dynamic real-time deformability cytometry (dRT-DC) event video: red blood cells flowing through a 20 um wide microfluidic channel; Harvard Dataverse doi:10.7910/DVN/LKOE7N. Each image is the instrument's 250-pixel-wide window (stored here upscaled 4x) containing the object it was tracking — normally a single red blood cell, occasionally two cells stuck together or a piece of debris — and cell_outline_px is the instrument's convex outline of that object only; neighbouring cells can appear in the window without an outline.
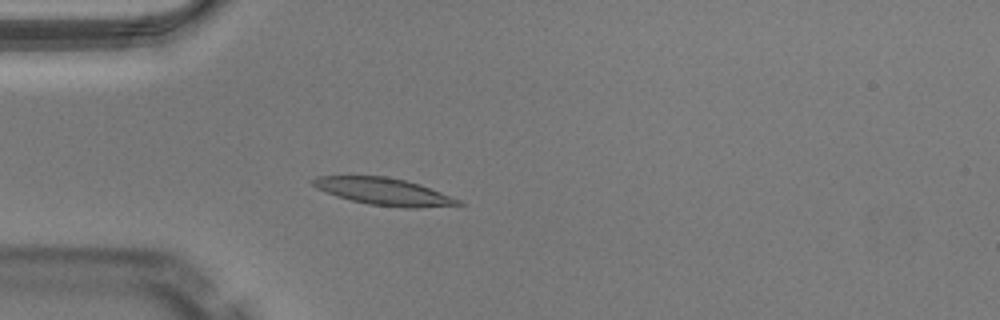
{"species": "Egyptian fruit bat (a non-hibernating species)", "species_latin": "Rousettus aegyptiacus", "temperature_condition": "warm", "stored_images_in_passage": 44, "camera_frame_rate_fps": 3000, "um_per_image_px": 0.085, "animal": {"sex": "male"}, "frame": {"image": 1, "passage_image": 8, "time_ms": 2.333, "image_size_px": [1000, 320], "cell_outline_px": [[468, 204], [420, 208], [404, 208], [368, 204], [336, 196], [316, 188], [308, 180], [316, 176], [384, 176], [404, 180], [420, 184], [460, 200]], "centroid_in_image_um": [32.61, 16.28], "position_along_channel_um": 52.4, "area_um2": 23.0}}
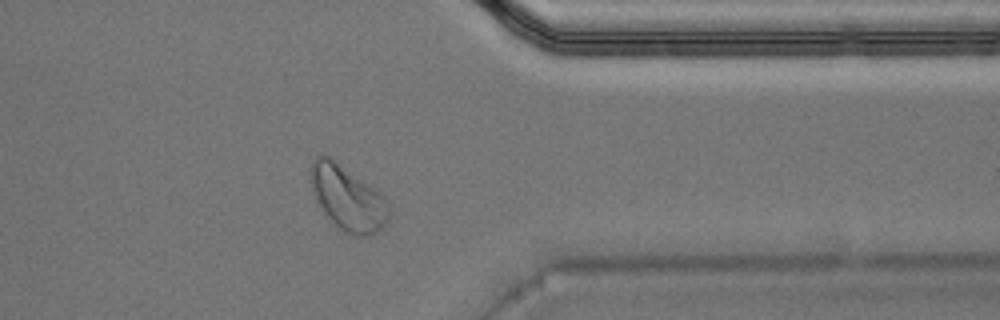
{"frame": {"image": 2, "passage_image": 34, "time_ms": 11.0, "image_size_px": [1000, 320], "cell_outline_px": [[392, 212], [388, 220], [380, 232], [372, 236], [356, 236], [340, 228], [324, 212], [312, 188], [312, 160], [316, 156], [328, 156], [380, 192], [388, 204]], "centroid_in_image_um": [29.63, 16.88], "position_along_channel_um": 381.8, "area_um2": 28.78}}
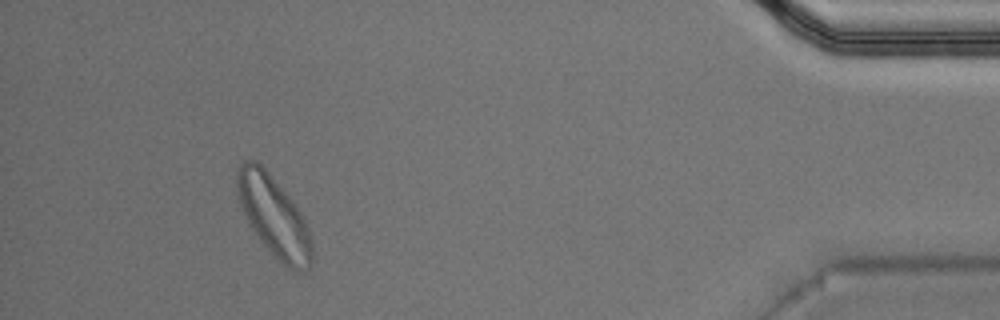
{"frame": {"image": 3, "passage_image": 40, "time_ms": 13.0, "image_size_px": [1000, 320], "cell_outline_px": [[312, 264], [308, 268], [300, 272], [296, 272], [288, 268], [264, 244], [252, 228], [240, 204], [236, 188], [236, 168], [244, 160], [256, 160], [268, 172], [288, 196], [300, 212], [308, 228], [312, 244]], "centroid_in_image_um": [23.27, 18.37], "position_along_channel_um": 411.9, "area_um2": 34.45}, "authors_computed_cell_mechanics": {"area_um2": 23.0044, "velocity_mm_per_s": 4.01, "shape_relaxation_time_tau1_ms": 10.8284, "shape_relaxation_time_tau2_ms": 2.9096, "deformation_change_tau1": 0.2387, "deformation_change_tau2": 0.0887}}